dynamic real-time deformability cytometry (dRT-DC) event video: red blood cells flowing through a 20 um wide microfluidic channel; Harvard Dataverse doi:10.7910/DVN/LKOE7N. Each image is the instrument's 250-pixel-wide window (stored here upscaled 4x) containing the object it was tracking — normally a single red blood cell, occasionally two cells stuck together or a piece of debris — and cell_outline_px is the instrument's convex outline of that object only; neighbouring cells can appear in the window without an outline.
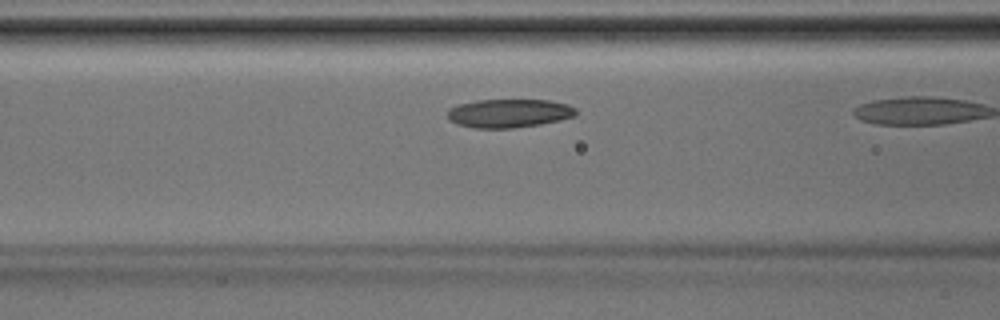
{"species": "Egyptian fruit bat (a non-hibernating species)", "species_latin": "Rousettus aegyptiacus", "temperature_condition": "room temperature", "stored_images_in_passage": 12, "camera_frame_rate_fps": 3000, "um_per_image_px": 0.085, "animal": {"sex": "male"}, "frame": {"image": 1, "passage_image": 6, "time_ms": 1.667, "image_size_px": [1000, 320], "cell_outline_px": [[576, 116], [560, 120], [540, 124], [512, 128], [476, 128], [456, 124], [448, 120], [448, 108], [460, 104], [476, 100], [548, 100], [568, 104], [576, 108]], "centroid_in_image_um": [43.26, 9.63], "position_along_channel_um": 123.3, "area_um2": 21.44}}